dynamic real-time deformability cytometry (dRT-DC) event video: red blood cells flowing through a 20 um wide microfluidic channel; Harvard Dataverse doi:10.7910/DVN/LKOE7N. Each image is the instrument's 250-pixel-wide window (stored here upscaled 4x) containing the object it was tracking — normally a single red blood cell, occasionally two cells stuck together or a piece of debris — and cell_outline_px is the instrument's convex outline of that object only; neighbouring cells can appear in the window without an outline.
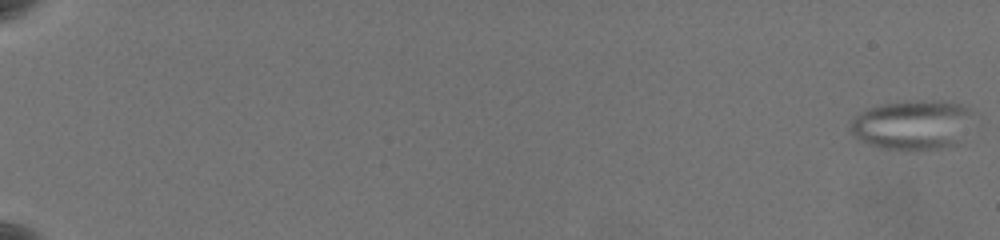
{"species": "common noctule bat (a hibernating species)", "species_latin": "Nyctalus noctula", "temperature_condition": "warm", "stored_images_in_passage": 63, "camera_frame_rate_fps": 3000, "um_per_image_px": 0.085, "animal": {"sex": "female", "body_mass_g": 19.5, "forearm_length_mm": 54.1}, "frame": {"image": 1, "passage_image": 1, "time_ms": 0.0, "image_size_px": [1000, 240], "cell_outline_px": [[976, 112], [960, 144], [944, 148], [880, 148], [856, 140], [848, 132], [848, 128], [852, 116], [868, 108], [884, 104], [904, 100], [944, 100], [960, 104]], "centroid_in_image_um": [77.55, 10.58], "position_along_channel_um": 7.5, "area_um2": 36.3}}
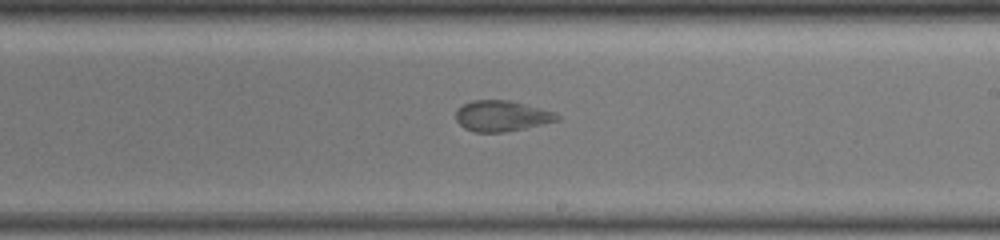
{"frame": {"image": 2, "passage_image": 41, "time_ms": 13.333, "image_size_px": [1000, 240], "cell_outline_px": [[560, 120], [524, 128], [504, 132], [476, 132], [464, 128], [456, 120], [456, 108], [472, 100], [508, 100], [556, 112], [560, 116]], "centroid_in_image_um": [42.64, 9.85], "position_along_channel_um": 246.4, "area_um2": 18.09}}
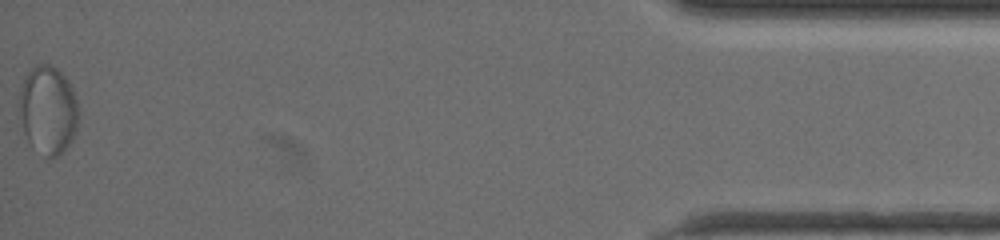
{"frame": {"image": 3, "passage_image": 63, "time_ms": 20.667, "image_size_px": [1000, 240], "cell_outline_px": [[80, 116], [72, 140], [60, 156], [48, 160], [44, 160], [28, 140], [24, 132], [20, 116], [20, 92], [24, 80], [28, 72], [36, 64], [48, 64], [56, 68], [68, 80], [72, 88], [80, 108]], "centroid_in_image_um": [4.12, 9.41], "position_along_channel_um": 431.1, "area_um2": 30.92}}